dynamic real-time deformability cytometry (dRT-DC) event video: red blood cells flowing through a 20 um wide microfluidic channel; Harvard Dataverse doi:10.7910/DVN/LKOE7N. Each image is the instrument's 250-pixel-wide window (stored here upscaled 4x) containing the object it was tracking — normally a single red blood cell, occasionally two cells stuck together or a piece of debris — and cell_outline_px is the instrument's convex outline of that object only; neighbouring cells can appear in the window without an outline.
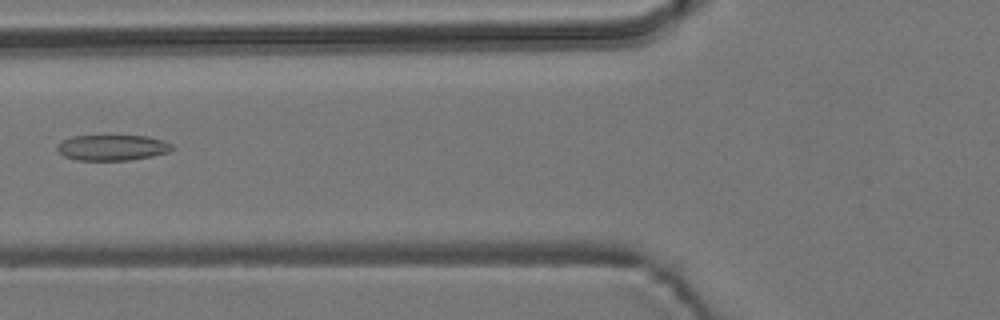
{"species": "common noctule bat (a hibernating species)", "species_latin": "Nyctalus noctula", "temperature_condition": "room temperature", "stored_images_in_passage": 6, "camera_frame_rate_fps": 3000, "um_per_image_px": 0.085, "animal": {"sex": "male", "body_mass_g": 19.2, "forearm_length_mm": 51.8}, "frame": {"image": 1, "passage_image": 6, "time_ms": 5.667, "image_size_px": [1000, 320], "cell_outline_px": [[176, 148], [168, 152], [152, 156], [128, 160], [76, 160], [64, 156], [56, 148], [56, 144], [60, 140], [72, 136], [144, 136], [160, 140], [172, 144]], "centroid_in_image_um": [9.5, 12.55], "position_along_channel_um": 116.3, "area_um2": 17.17}}